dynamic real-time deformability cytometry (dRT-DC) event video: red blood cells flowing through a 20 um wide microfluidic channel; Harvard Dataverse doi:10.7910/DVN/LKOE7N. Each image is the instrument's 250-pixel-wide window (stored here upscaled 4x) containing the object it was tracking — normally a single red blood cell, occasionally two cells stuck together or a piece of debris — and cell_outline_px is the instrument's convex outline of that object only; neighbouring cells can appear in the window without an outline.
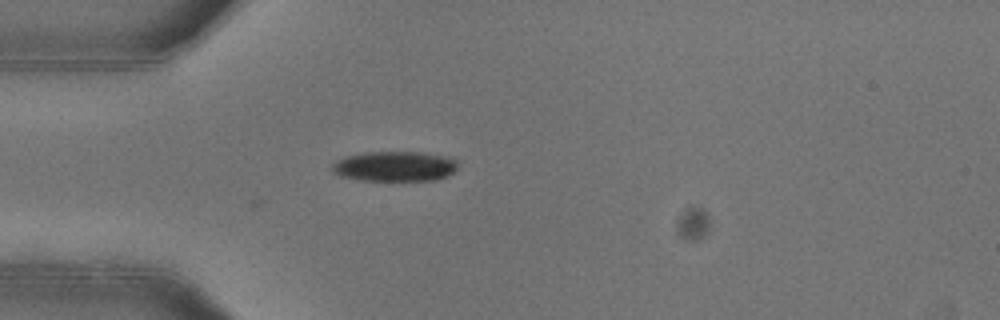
{"species": "common noctule bat (a hibernating species)", "species_latin": "Nyctalus noctula", "temperature_condition": "warm", "stored_images_in_passage": 38, "camera_frame_rate_fps": 3000, "um_per_image_px": 0.085, "animal": {"sex": "female"}, "frame": {"image": 1, "passage_image": 1, "time_ms": 0.0, "image_size_px": [1000, 320], "cell_outline_px": [[460, 160], [456, 168], [452, 172], [436, 180], [360, 180], [340, 176], [332, 172], [332, 164], [336, 160], [348, 156], [364, 152], [420, 152], [456, 156]], "centroid_in_image_um": [33.61, 14.12], "position_along_channel_um": 51.4, "area_um2": 22.31}}
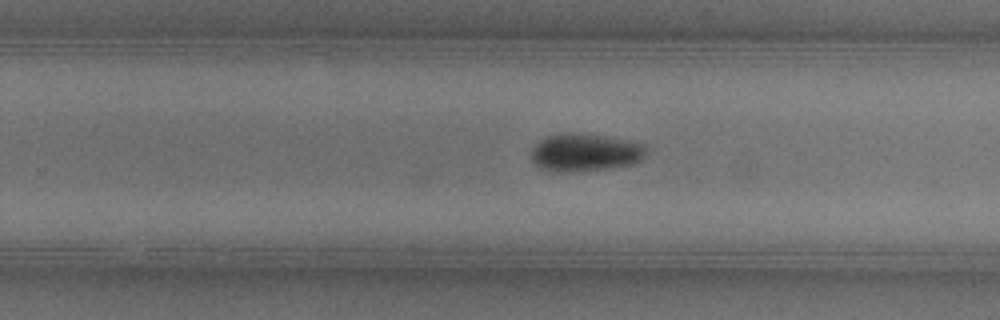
{"frame": {"image": 2, "passage_image": 19, "time_ms": 6.0, "image_size_px": [1000, 320], "cell_outline_px": [[648, 148], [644, 156], [636, 164], [612, 168], [568, 172], [564, 172], [540, 168], [532, 160], [532, 148], [544, 136], [560, 132], [580, 132], [604, 136], [644, 144]], "centroid_in_image_um": [49.74, 12.94], "position_along_channel_um": 280.1, "area_um2": 25.61}}
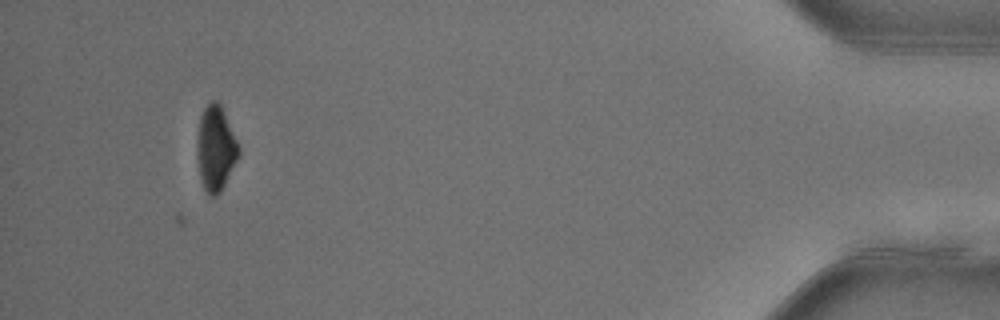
{"frame": {"image": 3, "passage_image": 35, "time_ms": 11.333, "image_size_px": [1000, 320], "cell_outline_px": [[240, 152], [220, 192], [216, 196], [208, 196], [200, 180], [196, 156], [196, 144], [200, 116], [204, 108], [212, 100], [216, 100], [220, 104], [240, 144]], "centroid_in_image_um": [18.31, 12.6], "position_along_channel_um": 416.9, "area_um2": 20.75}, "authors_computed_cell_mechanics": {"area_um2": 23.7847, "velocity_mm_per_s": 3.9802, "shape_relaxation_time_tau1_ms": 2.8574, "shape_relaxation_time_tau2_ms": null, "deformation_change_tau1": 0.1327, "deformation_change_tau2": null}}